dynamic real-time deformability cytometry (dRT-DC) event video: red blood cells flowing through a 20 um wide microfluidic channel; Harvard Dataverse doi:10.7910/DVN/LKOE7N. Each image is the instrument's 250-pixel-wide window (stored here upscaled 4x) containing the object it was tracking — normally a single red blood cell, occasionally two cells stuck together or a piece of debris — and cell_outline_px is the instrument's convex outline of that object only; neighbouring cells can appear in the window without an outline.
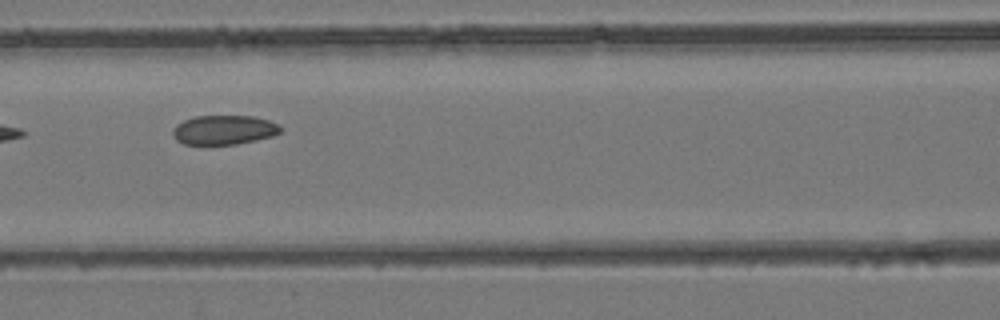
{"species": "common noctule bat (a hibernating species)", "species_latin": "Nyctalus noctula", "temperature_condition": "room temperature", "stored_images_in_passage": 5, "camera_frame_rate_fps": 3000, "um_per_image_px": 0.085, "animal": {"sex": "female", "body_mass_g": 24.6, "forearm_length_mm": 56.2}, "frame": {"image": 1, "passage_image": 5, "time_ms": 5.0, "image_size_px": [1000, 320], "cell_outline_px": [[284, 128], [280, 132], [272, 136], [256, 140], [236, 144], [184, 144], [176, 140], [172, 136], [172, 128], [176, 124], [184, 120], [196, 116], [256, 116], [280, 124]], "centroid_in_image_um": [19.05, 11.03], "position_along_channel_um": 147.6, "area_um2": 18.61}}